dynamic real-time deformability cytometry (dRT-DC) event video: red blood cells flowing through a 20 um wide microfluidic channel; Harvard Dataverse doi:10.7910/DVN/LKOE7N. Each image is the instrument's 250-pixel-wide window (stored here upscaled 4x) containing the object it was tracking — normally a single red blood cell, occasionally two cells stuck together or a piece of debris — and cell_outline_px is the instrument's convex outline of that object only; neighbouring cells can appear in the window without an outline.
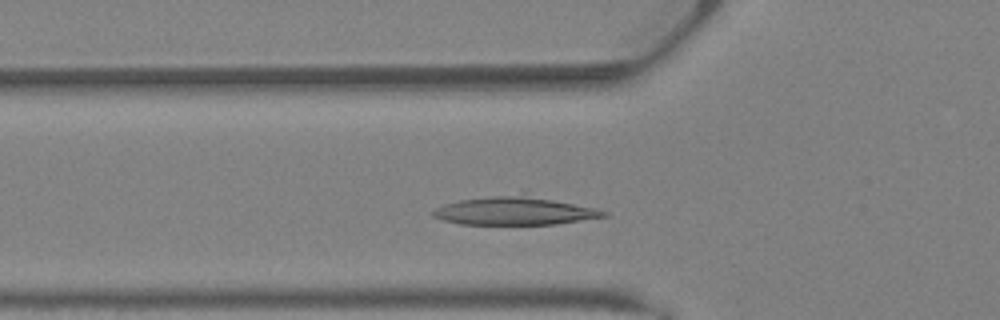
{"species": "Egyptian fruit bat (a non-hibernating species)", "species_latin": "Rousettus aegyptiacus", "temperature_condition": "warm", "stored_images_in_passage": 26, "camera_frame_rate_fps": 3000, "um_per_image_px": 0.085, "animal": {"sex": "female"}, "frame": {"image": 1, "passage_image": 8, "time_ms": 2.333, "image_size_px": [1000, 320], "cell_outline_px": [[608, 216], [556, 224], [460, 224], [444, 220], [432, 216], [432, 212], [436, 208], [444, 204], [460, 200], [492, 196], [512, 196], [552, 200], [592, 208], [608, 212]], "centroid_in_image_um": [43.68, 17.97], "position_along_channel_um": 82.1, "area_um2": 26.7}}
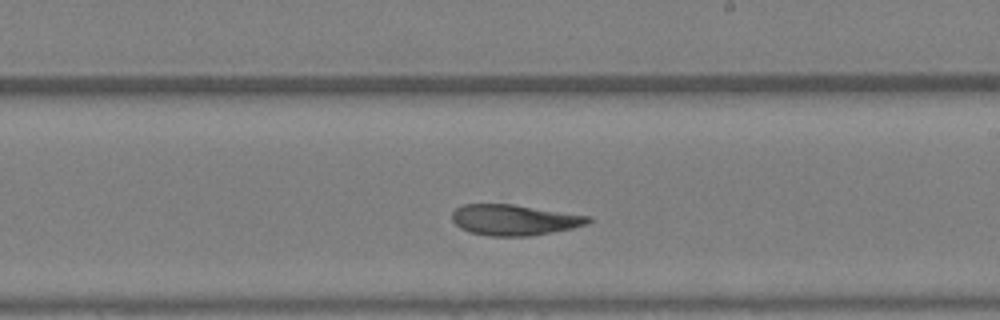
{"frame": {"image": 2, "passage_image": 17, "time_ms": 5.333, "image_size_px": [1000, 320], "cell_outline_px": [[592, 220], [588, 224], [572, 228], [552, 232], [528, 236], [488, 236], [468, 232], [460, 228], [452, 220], [452, 212], [456, 208], [464, 204], [512, 204], [588, 216]], "centroid_in_image_um": [43.67, 18.7], "position_along_channel_um": 245.3, "area_um2": 24.28}}
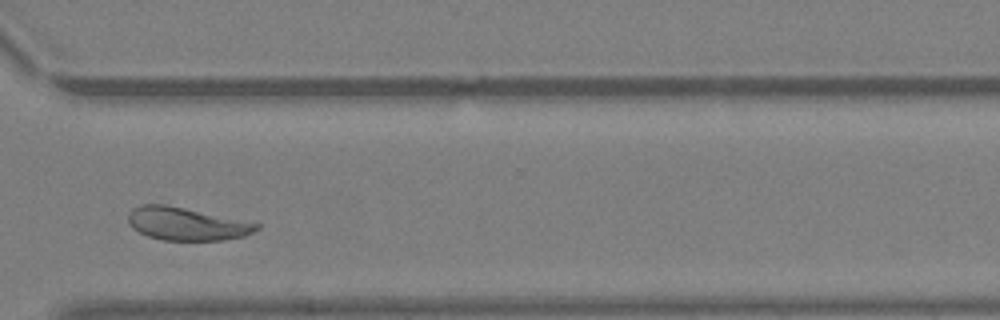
{"frame": {"image": 3, "passage_image": 23, "time_ms": 7.333, "image_size_px": [1000, 320], "cell_outline_px": [[260, 228], [244, 236], [224, 240], [160, 240], [148, 236], [132, 228], [128, 224], [128, 212], [132, 208], [140, 204], [164, 204], [184, 208], [260, 224]], "centroid_in_image_um": [15.79, 19.03], "position_along_channel_um": 354.8, "area_um2": 24.45}}